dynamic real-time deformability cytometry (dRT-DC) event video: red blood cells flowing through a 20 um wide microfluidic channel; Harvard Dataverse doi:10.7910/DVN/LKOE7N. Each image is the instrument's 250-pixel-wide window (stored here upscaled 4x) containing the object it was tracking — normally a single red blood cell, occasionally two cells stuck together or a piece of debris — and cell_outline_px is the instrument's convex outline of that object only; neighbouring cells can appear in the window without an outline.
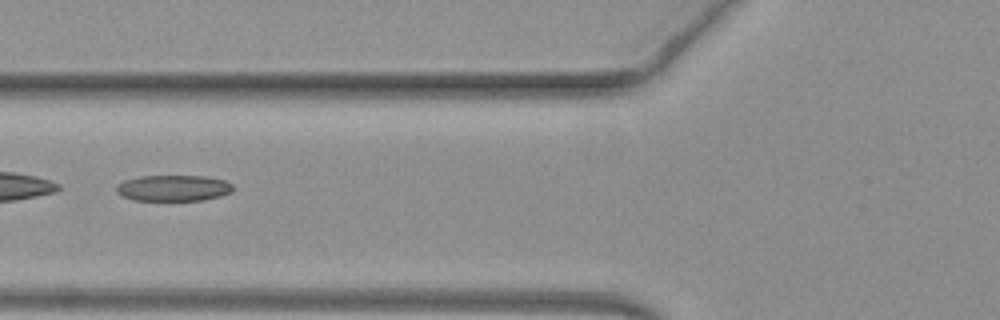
{"species": "common noctule bat (a hibernating species)", "species_latin": "Nyctalus noctula", "temperature_condition": "warm", "stored_images_in_passage": 32, "camera_frame_rate_fps": 3000, "um_per_image_px": 0.085, "animal": {"sex": "female", "body_mass_g": 19.3, "forearm_length_mm": 54.1}, "frame": {"image": 1, "passage_image": 5, "time_ms": 1.333, "image_size_px": [1000, 320], "cell_outline_px": [[232, 192], [220, 196], [204, 200], [132, 200], [116, 192], [116, 184], [124, 180], [140, 176], [204, 176], [224, 180], [232, 184]], "centroid_in_image_um": [14.72, 15.98], "position_along_channel_um": 111.1, "area_um2": 17.69}}
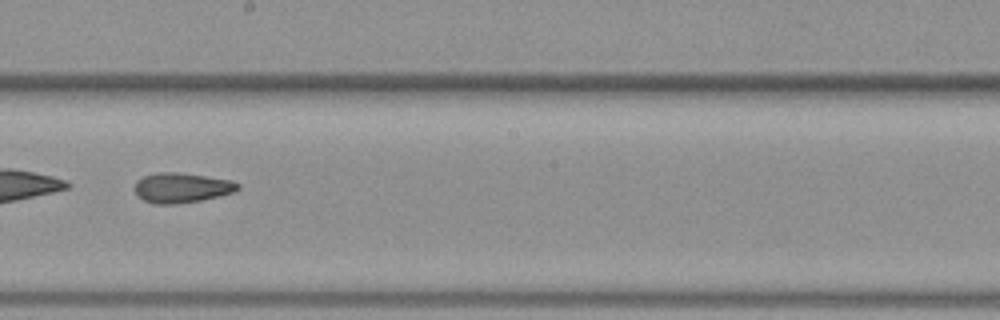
{"frame": {"image": 2, "passage_image": 14, "time_ms": 4.333, "image_size_px": [1000, 320], "cell_outline_px": [[240, 188], [232, 192], [200, 200], [176, 204], [152, 204], [144, 200], [136, 192], [136, 180], [144, 176], [160, 172], [176, 172], [232, 180], [240, 184]], "centroid_in_image_um": [15.44, 15.95], "position_along_channel_um": 232.8, "area_um2": 17.69}}
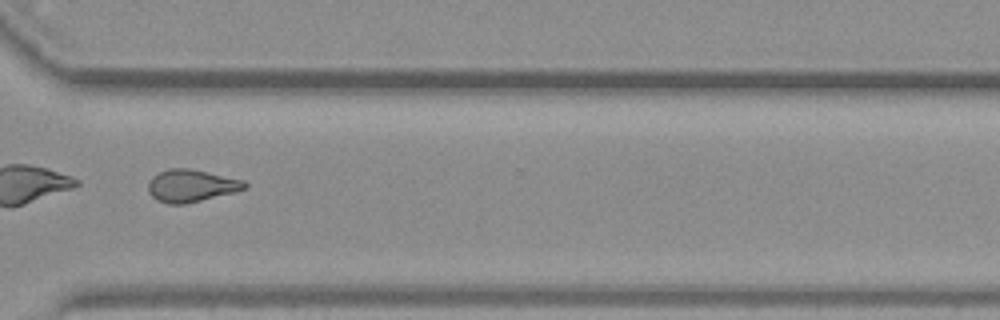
{"frame": {"image": 3, "passage_image": 23, "time_ms": 7.333, "image_size_px": [1000, 320], "cell_outline_px": [[248, 188], [236, 192], [184, 204], [168, 204], [152, 196], [148, 192], [148, 184], [152, 176], [168, 168], [188, 168], [208, 172], [244, 180], [248, 184]], "centroid_in_image_um": [16.28, 15.78], "position_along_channel_um": 354.3, "area_um2": 18.21}, "authors_computed_cell_mechanics": {"area_um2": 17.8602, "velocity_mm_per_s": 4.0639, "shape_relaxation_time_tau1_ms": null, "shape_relaxation_time_tau2_ms": 1.188, "deformation_change_tau1": null, "deformation_change_tau2": 0.0865}}